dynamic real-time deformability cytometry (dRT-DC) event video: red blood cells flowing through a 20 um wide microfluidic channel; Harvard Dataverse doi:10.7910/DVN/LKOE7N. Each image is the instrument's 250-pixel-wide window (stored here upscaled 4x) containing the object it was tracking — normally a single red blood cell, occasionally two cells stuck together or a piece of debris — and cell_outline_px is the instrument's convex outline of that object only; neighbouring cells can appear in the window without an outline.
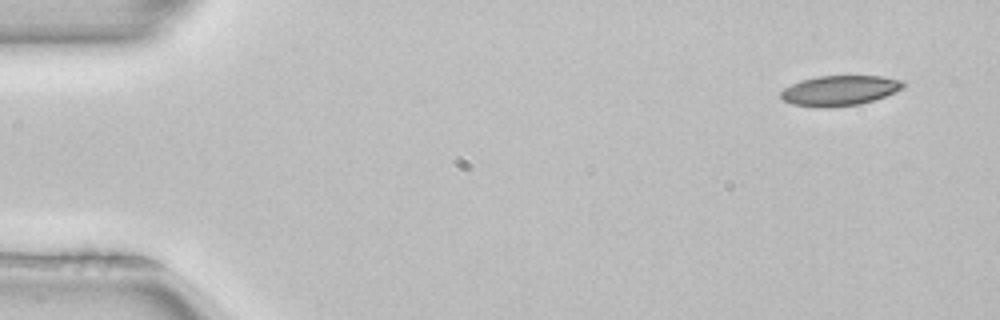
{"species": "common noctule bat (a hibernating species)", "species_latin": "Nyctalus noctula", "temperature_condition": "room temperature", "stored_images_in_passage": 3, "camera_frame_rate_fps": 3000, "um_per_image_px": 0.085, "animal": {"sex": "female", "body_mass_g": 22.7, "forearm_length_mm": 54.2}, "frame": {"image": 1, "passage_image": 1, "time_ms": 0.0, "image_size_px": [1000, 320], "cell_outline_px": [[908, 84], [904, 88], [884, 96], [860, 104], [828, 108], [820, 108], [792, 104], [784, 100], [780, 96], [780, 92], [784, 88], [800, 80], [816, 76], [880, 76], [904, 80]], "centroid_in_image_um": [71.38, 7.69], "position_along_channel_um": 13.6, "area_um2": 21.68}}
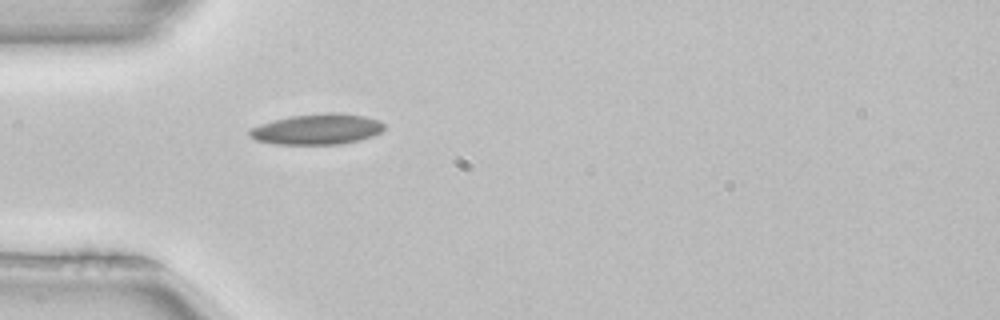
{"frame": {"image": 2, "passage_image": 3, "time_ms": 0.667, "image_size_px": [1000, 320], "cell_outline_px": [[384, 128], [380, 132], [372, 136], [360, 140], [340, 144], [276, 144], [256, 140], [248, 136], [248, 132], [252, 128], [260, 124], [272, 120], [292, 116], [328, 112], [336, 112], [364, 116], [380, 120], [384, 124]], "centroid_in_image_um": [26.96, 10.98], "position_along_channel_um": 58.0, "area_um2": 24.04}}